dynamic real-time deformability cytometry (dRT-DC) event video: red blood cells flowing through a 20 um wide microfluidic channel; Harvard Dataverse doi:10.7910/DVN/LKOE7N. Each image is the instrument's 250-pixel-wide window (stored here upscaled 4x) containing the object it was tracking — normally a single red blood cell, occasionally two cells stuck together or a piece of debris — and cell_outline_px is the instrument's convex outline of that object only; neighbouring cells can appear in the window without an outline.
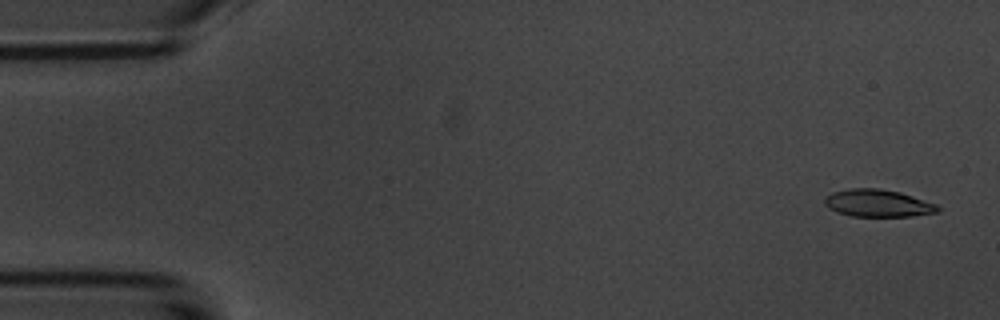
{"species": "common noctule bat (a hibernating species)", "species_latin": "Nyctalus noctula", "temperature_condition": "room temperature", "stored_images_in_passage": 4, "camera_frame_rate_fps": 3000, "um_per_image_px": 0.085, "animal": {"sex": "male", "body_mass_g": 20.1, "forearm_length_mm": 53.5}, "frame": {"image": 1, "passage_image": 1, "time_ms": 0.0, "image_size_px": [1000, 320], "cell_outline_px": [[940, 208], [936, 212], [912, 216], [852, 216], [836, 212], [828, 208], [824, 204], [824, 200], [832, 192], [848, 188], [880, 188], [900, 192], [936, 204]], "centroid_in_image_um": [74.58, 17.26], "position_along_channel_um": 10.4, "area_um2": 17.98}}